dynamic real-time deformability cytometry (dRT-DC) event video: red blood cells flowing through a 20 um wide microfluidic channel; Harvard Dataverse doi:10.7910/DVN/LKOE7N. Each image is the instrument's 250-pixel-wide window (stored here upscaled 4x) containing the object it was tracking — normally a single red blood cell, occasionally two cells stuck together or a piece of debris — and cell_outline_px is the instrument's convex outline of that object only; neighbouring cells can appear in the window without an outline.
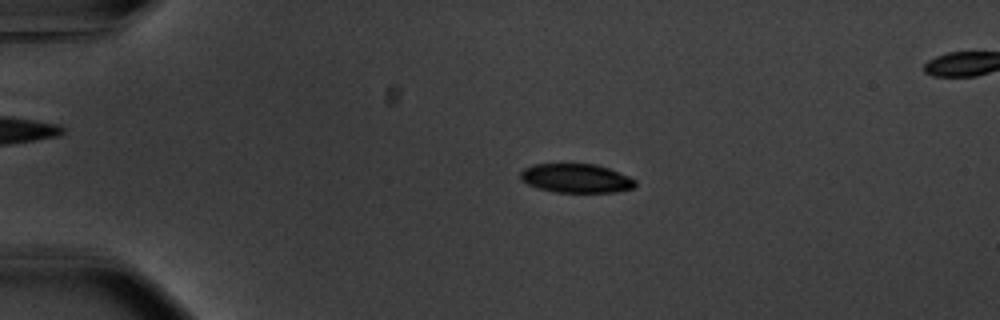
{"species": "common noctule bat (a hibernating species)", "species_latin": "Nyctalus noctula", "temperature_condition": "warm", "stored_images_in_passage": 56, "camera_frame_rate_fps": 3000, "um_per_image_px": 0.085, "animal": {"sex": "male", "body_mass_g": 20.1, "forearm_length_mm": 53.5}, "frame": {"image": 1, "passage_image": 13, "time_ms": 4.0, "image_size_px": [1000, 320], "cell_outline_px": [[636, 184], [632, 188], [616, 192], [556, 192], [540, 188], [528, 184], [520, 180], [520, 172], [524, 168], [532, 164], [596, 164], [608, 168], [628, 176], [636, 180]], "centroid_in_image_um": [48.96, 15.15], "position_along_channel_um": 36.0, "area_um2": 19.31}}
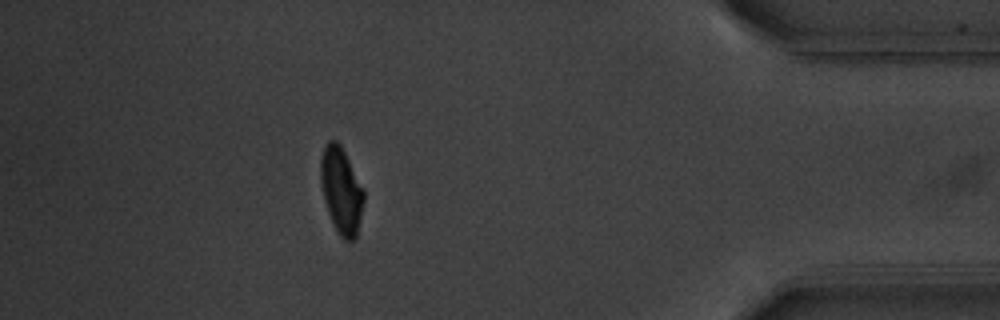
{"frame": {"image": 2, "passage_image": 50, "time_ms": 16.333, "image_size_px": [1000, 320], "cell_outline_px": [[364, 200], [356, 236], [352, 240], [344, 240], [340, 236], [328, 212], [324, 200], [320, 180], [320, 156], [328, 140], [336, 140], [340, 144], [364, 188]], "centroid_in_image_um": [29.0, 16.15], "position_along_channel_um": 406.2, "area_um2": 21.56}, "authors_computed_cell_mechanics": {"area_um2": 21.3571, "velocity_mm_per_s": 3.7183, "shape_relaxation_time_tau1_ms": 2.2391, "shape_relaxation_time_tau2_ms": 1.5018, "deformation_change_tau1": 0.1317, "deformation_change_tau2": 0.0489}}